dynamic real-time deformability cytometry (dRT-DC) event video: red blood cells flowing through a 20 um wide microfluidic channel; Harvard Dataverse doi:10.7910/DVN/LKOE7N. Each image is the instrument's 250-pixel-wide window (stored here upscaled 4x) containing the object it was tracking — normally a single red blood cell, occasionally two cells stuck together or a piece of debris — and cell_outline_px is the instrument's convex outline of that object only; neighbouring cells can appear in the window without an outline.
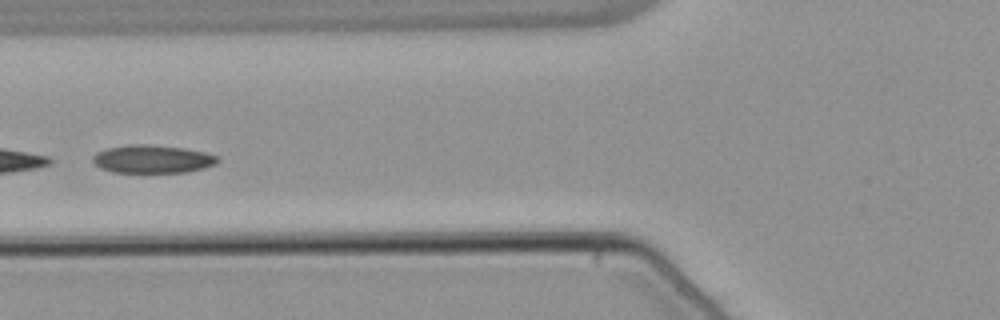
{"species": "common noctule bat (a hibernating species)", "species_latin": "Nyctalus noctula", "temperature_condition": "warm", "stored_images_in_passage": 20, "camera_frame_rate_fps": 3000, "um_per_image_px": 0.085, "animal": {"sex": "male", "body_mass_g": 21.5, "forearm_length_mm": 52.0}, "frame": {"image": 1, "passage_image": 10, "time_ms": 3.0, "image_size_px": [1000, 320], "cell_outline_px": [[220, 160], [216, 164], [204, 168], [188, 172], [112, 172], [100, 168], [92, 160], [92, 156], [96, 152], [108, 148], [128, 144], [148, 144], [184, 148], [204, 152], [216, 156]], "centroid_in_image_um": [12.95, 13.52], "position_along_channel_um": 112.9, "area_um2": 20.46}}
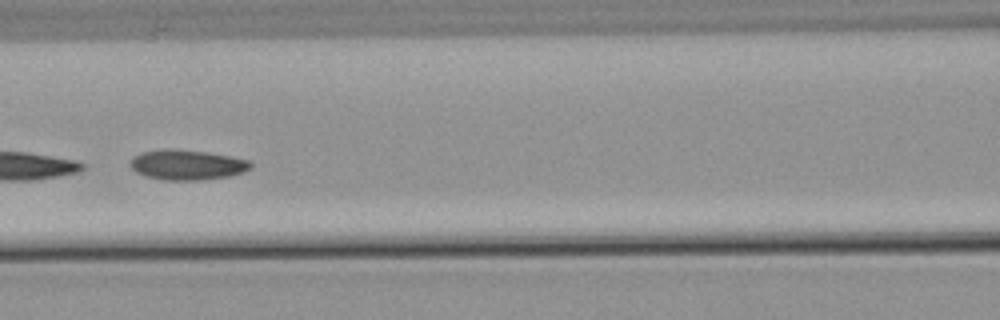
{"frame": {"image": 2, "passage_image": 13, "time_ms": 4.0, "image_size_px": [1000, 320], "cell_outline_px": [[252, 168], [244, 172], [228, 176], [200, 180], [164, 180], [144, 176], [136, 172], [128, 164], [128, 160], [132, 156], [144, 152], [164, 148], [172, 148], [208, 152], [248, 160], [252, 164]], "centroid_in_image_um": [15.85, 14.0], "position_along_channel_um": 150.7, "area_um2": 21.33}}